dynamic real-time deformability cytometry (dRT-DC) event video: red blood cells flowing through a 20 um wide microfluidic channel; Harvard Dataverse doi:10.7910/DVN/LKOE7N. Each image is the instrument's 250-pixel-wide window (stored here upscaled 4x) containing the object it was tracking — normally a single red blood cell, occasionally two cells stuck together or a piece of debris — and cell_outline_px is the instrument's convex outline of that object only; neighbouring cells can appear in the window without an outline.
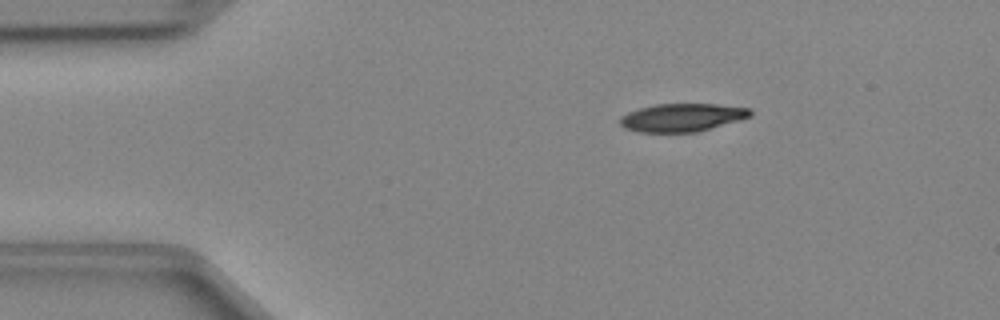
{"species": "Egyptian fruit bat (a non-hibernating species)", "species_latin": "Rousettus aegyptiacus", "temperature_condition": "cold", "stored_images_in_passage": 42, "camera_frame_rate_fps": 3000, "um_per_image_px": 0.085, "animal": {"sex": "female"}, "frame": {"image": 1, "passage_image": 2, "time_ms": 0.333, "image_size_px": [1000, 320], "cell_outline_px": [[752, 116], [696, 132], [640, 132], [624, 128], [620, 124], [620, 116], [628, 112], [640, 108], [656, 104], [716, 104], [748, 108], [752, 112]], "centroid_in_image_um": [57.94, 9.98], "position_along_channel_um": 27.1, "area_um2": 21.1}}
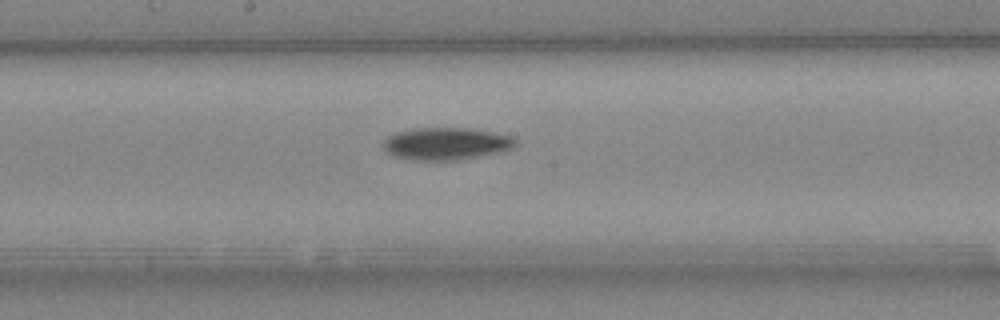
{"frame": {"image": 2, "passage_image": 19, "time_ms": 6.0, "image_size_px": [1000, 320], "cell_outline_px": [[520, 144], [512, 148], [500, 152], [456, 160], [412, 160], [392, 156], [384, 152], [384, 140], [388, 136], [396, 132], [412, 128], [468, 128], [492, 132], [512, 136]], "centroid_in_image_um": [37.9, 12.21], "position_along_channel_um": 210.3, "area_um2": 25.09}}
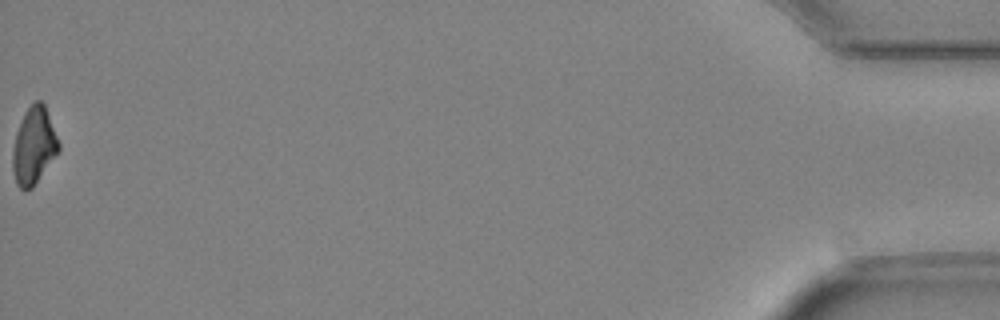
{"frame": {"image": 3, "passage_image": 42, "time_ms": 13.667, "image_size_px": [1000, 320], "cell_outline_px": [[60, 148], [32, 188], [24, 192], [16, 184], [12, 168], [12, 148], [16, 132], [24, 112], [36, 100], [40, 100], [44, 104], [60, 144]], "centroid_in_image_um": [2.84, 12.41], "position_along_channel_um": 432.4, "area_um2": 20.46}}